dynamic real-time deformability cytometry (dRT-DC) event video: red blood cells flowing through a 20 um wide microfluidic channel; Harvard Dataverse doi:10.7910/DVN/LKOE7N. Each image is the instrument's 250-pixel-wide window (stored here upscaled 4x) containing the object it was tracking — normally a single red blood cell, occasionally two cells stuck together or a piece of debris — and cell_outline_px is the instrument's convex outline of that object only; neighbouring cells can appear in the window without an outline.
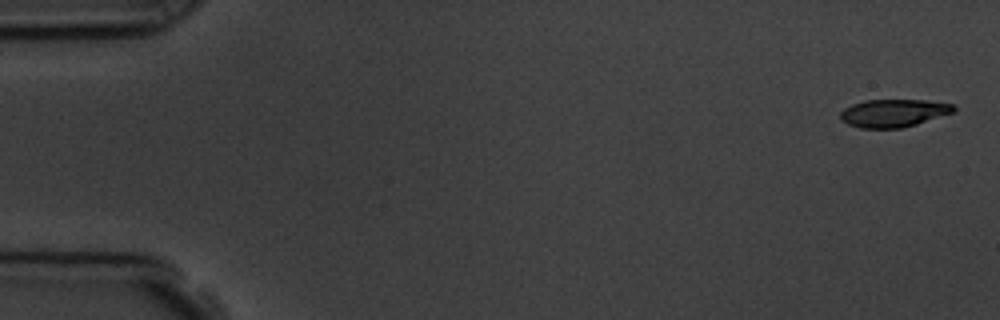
{"species": "common noctule bat (a hibernating species)", "species_latin": "Nyctalus noctula", "temperature_condition": "room temperature", "stored_images_in_passage": 8, "camera_frame_rate_fps": 3000, "um_per_image_px": 0.085, "animal": {"sex": "male", "body_mass_g": 19.5, "forearm_length_mm": 54.6}, "frame": {"image": 1, "passage_image": 1, "time_ms": 0.0, "image_size_px": [1000, 320], "cell_outline_px": [[956, 112], [916, 124], [900, 128], [860, 128], [848, 124], [840, 120], [840, 112], [844, 108], [852, 104], [864, 100], [924, 100], [952, 104], [956, 108]], "centroid_in_image_um": [75.94, 9.61], "position_along_channel_um": 9.1, "area_um2": 18.44}}
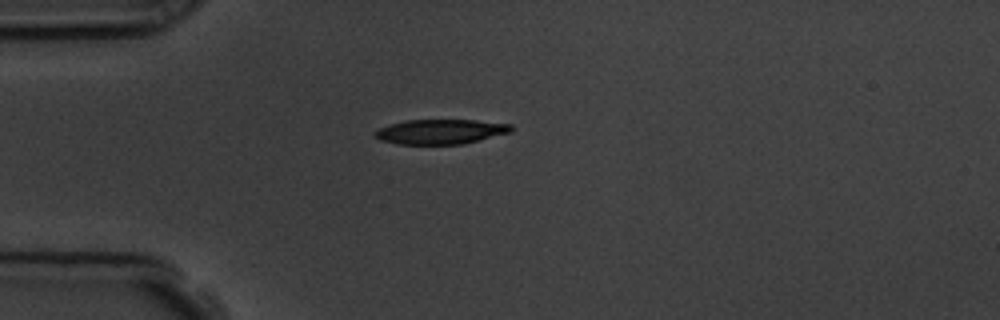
{"frame": {"image": 2, "passage_image": 4, "time_ms": 4.333, "image_size_px": [1000, 320], "cell_outline_px": [[512, 132], [460, 144], [396, 144], [380, 140], [372, 132], [380, 128], [392, 124], [408, 120], [476, 120], [512, 124]], "centroid_in_image_um": [37.45, 11.19], "position_along_channel_um": 47.5, "area_um2": 19.48}}
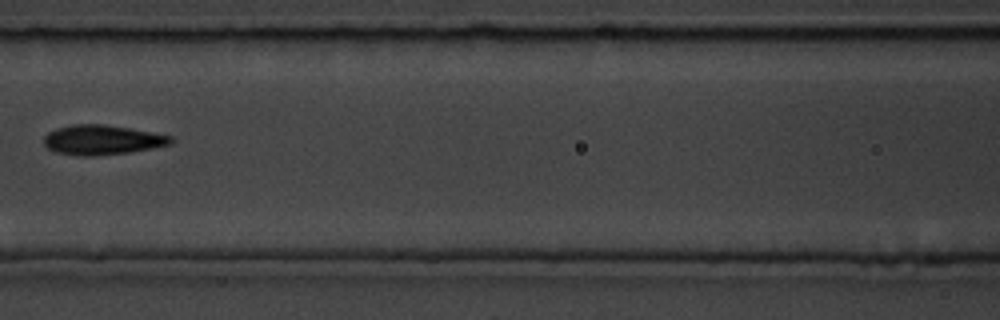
{"frame": {"image": 3, "passage_image": 7, "time_ms": 7.667, "image_size_px": [1000, 320], "cell_outline_px": [[172, 144], [152, 148], [128, 152], [96, 156], [80, 156], [56, 152], [48, 148], [44, 144], [44, 136], [48, 132], [56, 128], [72, 124], [104, 124], [152, 132], [172, 136]], "centroid_in_image_um": [8.66, 11.89], "position_along_channel_um": 157.9, "area_um2": 21.96}}